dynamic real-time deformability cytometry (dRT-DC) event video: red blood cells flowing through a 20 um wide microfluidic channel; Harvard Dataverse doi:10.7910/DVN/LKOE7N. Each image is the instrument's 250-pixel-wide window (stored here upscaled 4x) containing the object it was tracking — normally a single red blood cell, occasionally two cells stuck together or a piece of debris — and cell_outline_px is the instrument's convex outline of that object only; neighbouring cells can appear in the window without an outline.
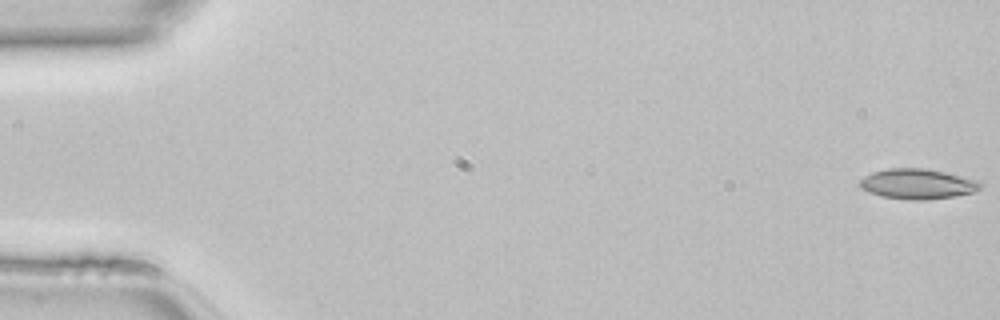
{"species": "common noctule bat (a hibernating species)", "species_latin": "Nyctalus noctula", "temperature_condition": "room temperature", "stored_images_in_passage": 14, "camera_frame_rate_fps": 3000, "um_per_image_px": 0.085, "animal": {"sex": "female", "body_mass_g": 22.7, "forearm_length_mm": 54.2}, "frame": {"image": 1, "passage_image": 1, "time_ms": 0.0, "image_size_px": [1000, 320], "cell_outline_px": [[984, 184], [976, 192], [952, 196], [924, 200], [908, 200], [880, 196], [868, 192], [860, 188], [860, 180], [864, 176], [872, 172], [888, 168], [924, 168], [944, 172], [976, 180]], "centroid_in_image_um": [77.96, 15.64], "position_along_channel_um": 7.0, "area_um2": 21.21}}
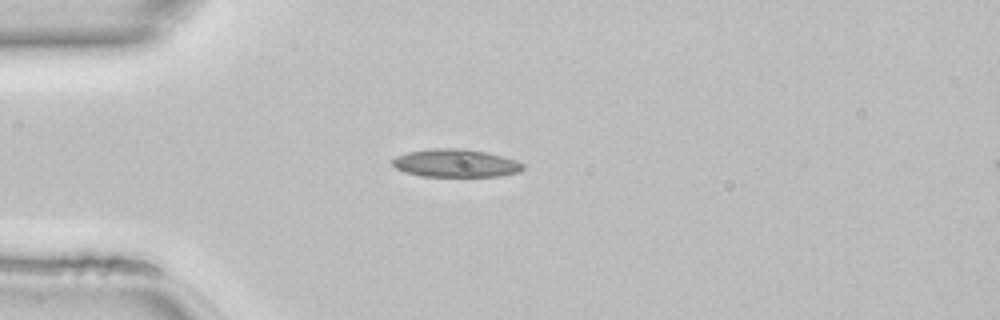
{"frame": {"image": 2, "passage_image": 13, "time_ms": 4.0, "image_size_px": [1000, 320], "cell_outline_px": [[524, 168], [520, 172], [500, 176], [420, 176], [404, 172], [396, 168], [392, 164], [392, 160], [396, 156], [408, 152], [432, 148], [464, 148], [488, 152], [516, 160], [524, 164]], "centroid_in_image_um": [38.74, 13.86], "position_along_channel_um": 46.3, "area_um2": 21.44}}